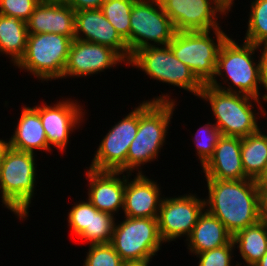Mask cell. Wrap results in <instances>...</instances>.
<instances>
[{"instance_id": "obj_22", "label": "cell", "mask_w": 267, "mask_h": 266, "mask_svg": "<svg viewBox=\"0 0 267 266\" xmlns=\"http://www.w3.org/2000/svg\"><path fill=\"white\" fill-rule=\"evenodd\" d=\"M19 119L13 137L9 140L11 148L30 153H34L35 149L51 150L40 115L34 107H24Z\"/></svg>"}, {"instance_id": "obj_41", "label": "cell", "mask_w": 267, "mask_h": 266, "mask_svg": "<svg viewBox=\"0 0 267 266\" xmlns=\"http://www.w3.org/2000/svg\"><path fill=\"white\" fill-rule=\"evenodd\" d=\"M253 266H267V252Z\"/></svg>"}, {"instance_id": "obj_5", "label": "cell", "mask_w": 267, "mask_h": 266, "mask_svg": "<svg viewBox=\"0 0 267 266\" xmlns=\"http://www.w3.org/2000/svg\"><path fill=\"white\" fill-rule=\"evenodd\" d=\"M217 44L210 30L177 31L168 44L172 53L187 65L202 84H209L215 76L219 50L228 36L221 28L214 29Z\"/></svg>"}, {"instance_id": "obj_37", "label": "cell", "mask_w": 267, "mask_h": 266, "mask_svg": "<svg viewBox=\"0 0 267 266\" xmlns=\"http://www.w3.org/2000/svg\"><path fill=\"white\" fill-rule=\"evenodd\" d=\"M255 183L257 184L258 187H266L267 186V163L264 166L263 171L255 179Z\"/></svg>"}, {"instance_id": "obj_38", "label": "cell", "mask_w": 267, "mask_h": 266, "mask_svg": "<svg viewBox=\"0 0 267 266\" xmlns=\"http://www.w3.org/2000/svg\"><path fill=\"white\" fill-rule=\"evenodd\" d=\"M10 148V141L0 140V161L6 156V153Z\"/></svg>"}, {"instance_id": "obj_40", "label": "cell", "mask_w": 267, "mask_h": 266, "mask_svg": "<svg viewBox=\"0 0 267 266\" xmlns=\"http://www.w3.org/2000/svg\"><path fill=\"white\" fill-rule=\"evenodd\" d=\"M222 6H224L228 11H230L234 0H217Z\"/></svg>"}, {"instance_id": "obj_13", "label": "cell", "mask_w": 267, "mask_h": 266, "mask_svg": "<svg viewBox=\"0 0 267 266\" xmlns=\"http://www.w3.org/2000/svg\"><path fill=\"white\" fill-rule=\"evenodd\" d=\"M159 2L176 31H207L220 28L216 20L217 12L226 15L228 11L217 0H159ZM212 3L215 6H212Z\"/></svg>"}, {"instance_id": "obj_35", "label": "cell", "mask_w": 267, "mask_h": 266, "mask_svg": "<svg viewBox=\"0 0 267 266\" xmlns=\"http://www.w3.org/2000/svg\"><path fill=\"white\" fill-rule=\"evenodd\" d=\"M263 51H262V55L260 57V61L258 60L259 64H260V79H261V85H263V87L266 88L267 91V42L263 43ZM262 99L264 101H267V94H264L262 96Z\"/></svg>"}, {"instance_id": "obj_31", "label": "cell", "mask_w": 267, "mask_h": 266, "mask_svg": "<svg viewBox=\"0 0 267 266\" xmlns=\"http://www.w3.org/2000/svg\"><path fill=\"white\" fill-rule=\"evenodd\" d=\"M201 135H203L202 138ZM195 136L196 137L194 140L196 141L195 143H196L197 154L200 158L201 165L203 166L213 155L218 140L222 136V134L215 124L208 123L206 124V126H202L197 131Z\"/></svg>"}, {"instance_id": "obj_20", "label": "cell", "mask_w": 267, "mask_h": 266, "mask_svg": "<svg viewBox=\"0 0 267 266\" xmlns=\"http://www.w3.org/2000/svg\"><path fill=\"white\" fill-rule=\"evenodd\" d=\"M125 176L124 208L125 217L158 218L163 198L155 181L138 171L133 181Z\"/></svg>"}, {"instance_id": "obj_39", "label": "cell", "mask_w": 267, "mask_h": 266, "mask_svg": "<svg viewBox=\"0 0 267 266\" xmlns=\"http://www.w3.org/2000/svg\"><path fill=\"white\" fill-rule=\"evenodd\" d=\"M150 259H145L142 261H127L123 263V266H148Z\"/></svg>"}, {"instance_id": "obj_15", "label": "cell", "mask_w": 267, "mask_h": 266, "mask_svg": "<svg viewBox=\"0 0 267 266\" xmlns=\"http://www.w3.org/2000/svg\"><path fill=\"white\" fill-rule=\"evenodd\" d=\"M83 33L82 35H80ZM75 39L111 47L128 64L131 59L126 41L106 19L100 9L75 12Z\"/></svg>"}, {"instance_id": "obj_42", "label": "cell", "mask_w": 267, "mask_h": 266, "mask_svg": "<svg viewBox=\"0 0 267 266\" xmlns=\"http://www.w3.org/2000/svg\"><path fill=\"white\" fill-rule=\"evenodd\" d=\"M50 1H59V2H65L66 0H50Z\"/></svg>"}, {"instance_id": "obj_11", "label": "cell", "mask_w": 267, "mask_h": 266, "mask_svg": "<svg viewBox=\"0 0 267 266\" xmlns=\"http://www.w3.org/2000/svg\"><path fill=\"white\" fill-rule=\"evenodd\" d=\"M138 131V107L120 120L102 139L89 168L126 172L129 146Z\"/></svg>"}, {"instance_id": "obj_7", "label": "cell", "mask_w": 267, "mask_h": 266, "mask_svg": "<svg viewBox=\"0 0 267 266\" xmlns=\"http://www.w3.org/2000/svg\"><path fill=\"white\" fill-rule=\"evenodd\" d=\"M72 39L55 33L28 34L26 50L18 68L41 80L63 78Z\"/></svg>"}, {"instance_id": "obj_34", "label": "cell", "mask_w": 267, "mask_h": 266, "mask_svg": "<svg viewBox=\"0 0 267 266\" xmlns=\"http://www.w3.org/2000/svg\"><path fill=\"white\" fill-rule=\"evenodd\" d=\"M105 0H66L75 12L80 10L100 9Z\"/></svg>"}, {"instance_id": "obj_26", "label": "cell", "mask_w": 267, "mask_h": 266, "mask_svg": "<svg viewBox=\"0 0 267 266\" xmlns=\"http://www.w3.org/2000/svg\"><path fill=\"white\" fill-rule=\"evenodd\" d=\"M136 0H105L100 10L126 41L130 52V15Z\"/></svg>"}, {"instance_id": "obj_4", "label": "cell", "mask_w": 267, "mask_h": 266, "mask_svg": "<svg viewBox=\"0 0 267 266\" xmlns=\"http://www.w3.org/2000/svg\"><path fill=\"white\" fill-rule=\"evenodd\" d=\"M209 101L216 118L215 125L224 136L246 137L260 128L252 109V100L259 99L234 92H226L209 84H203L200 96ZM251 100V101H250Z\"/></svg>"}, {"instance_id": "obj_17", "label": "cell", "mask_w": 267, "mask_h": 266, "mask_svg": "<svg viewBox=\"0 0 267 266\" xmlns=\"http://www.w3.org/2000/svg\"><path fill=\"white\" fill-rule=\"evenodd\" d=\"M26 23L28 34L55 33L75 39V11L65 2L41 0Z\"/></svg>"}, {"instance_id": "obj_28", "label": "cell", "mask_w": 267, "mask_h": 266, "mask_svg": "<svg viewBox=\"0 0 267 266\" xmlns=\"http://www.w3.org/2000/svg\"><path fill=\"white\" fill-rule=\"evenodd\" d=\"M68 218L73 233L79 238L90 241L91 245L92 203L87 200L75 204L68 213Z\"/></svg>"}, {"instance_id": "obj_8", "label": "cell", "mask_w": 267, "mask_h": 266, "mask_svg": "<svg viewBox=\"0 0 267 266\" xmlns=\"http://www.w3.org/2000/svg\"><path fill=\"white\" fill-rule=\"evenodd\" d=\"M156 46L150 45L137 50L128 63L142 69L155 80L178 86L200 96L203 84L190 68L177 59L168 45Z\"/></svg>"}, {"instance_id": "obj_24", "label": "cell", "mask_w": 267, "mask_h": 266, "mask_svg": "<svg viewBox=\"0 0 267 266\" xmlns=\"http://www.w3.org/2000/svg\"><path fill=\"white\" fill-rule=\"evenodd\" d=\"M232 241L238 246L247 266H253L267 252V223L259 221L238 231L232 236Z\"/></svg>"}, {"instance_id": "obj_3", "label": "cell", "mask_w": 267, "mask_h": 266, "mask_svg": "<svg viewBox=\"0 0 267 266\" xmlns=\"http://www.w3.org/2000/svg\"><path fill=\"white\" fill-rule=\"evenodd\" d=\"M34 153L10 148L0 161L2 202L20 219L28 215L35 185Z\"/></svg>"}, {"instance_id": "obj_33", "label": "cell", "mask_w": 267, "mask_h": 266, "mask_svg": "<svg viewBox=\"0 0 267 266\" xmlns=\"http://www.w3.org/2000/svg\"><path fill=\"white\" fill-rule=\"evenodd\" d=\"M235 248L231 240L227 245L196 254L200 258L198 266H231V251Z\"/></svg>"}, {"instance_id": "obj_2", "label": "cell", "mask_w": 267, "mask_h": 266, "mask_svg": "<svg viewBox=\"0 0 267 266\" xmlns=\"http://www.w3.org/2000/svg\"><path fill=\"white\" fill-rule=\"evenodd\" d=\"M167 96L164 94L138 106V131L127 152V174L157 158L159 149L165 142L175 106L174 100Z\"/></svg>"}, {"instance_id": "obj_16", "label": "cell", "mask_w": 267, "mask_h": 266, "mask_svg": "<svg viewBox=\"0 0 267 266\" xmlns=\"http://www.w3.org/2000/svg\"><path fill=\"white\" fill-rule=\"evenodd\" d=\"M42 122L46 133L48 146H54L60 151H64L68 143L70 131L76 129V125L81 123L82 108L77 102L69 100L59 101L54 106H35L34 107Z\"/></svg>"}, {"instance_id": "obj_12", "label": "cell", "mask_w": 267, "mask_h": 266, "mask_svg": "<svg viewBox=\"0 0 267 266\" xmlns=\"http://www.w3.org/2000/svg\"><path fill=\"white\" fill-rule=\"evenodd\" d=\"M205 199L192 194L163 198L158 214V230L162 242L173 241L182 235H191L199 216L205 210Z\"/></svg>"}, {"instance_id": "obj_1", "label": "cell", "mask_w": 267, "mask_h": 266, "mask_svg": "<svg viewBox=\"0 0 267 266\" xmlns=\"http://www.w3.org/2000/svg\"><path fill=\"white\" fill-rule=\"evenodd\" d=\"M206 179L209 194L204 200L206 211L217 217L232 236L260 221L259 188L254 179Z\"/></svg>"}, {"instance_id": "obj_32", "label": "cell", "mask_w": 267, "mask_h": 266, "mask_svg": "<svg viewBox=\"0 0 267 266\" xmlns=\"http://www.w3.org/2000/svg\"><path fill=\"white\" fill-rule=\"evenodd\" d=\"M41 0H0V15L27 22Z\"/></svg>"}, {"instance_id": "obj_36", "label": "cell", "mask_w": 267, "mask_h": 266, "mask_svg": "<svg viewBox=\"0 0 267 266\" xmlns=\"http://www.w3.org/2000/svg\"><path fill=\"white\" fill-rule=\"evenodd\" d=\"M259 188V216L260 221L267 223V186Z\"/></svg>"}, {"instance_id": "obj_19", "label": "cell", "mask_w": 267, "mask_h": 266, "mask_svg": "<svg viewBox=\"0 0 267 266\" xmlns=\"http://www.w3.org/2000/svg\"><path fill=\"white\" fill-rule=\"evenodd\" d=\"M206 178L216 180H243L249 178L241 159V137L222 135L213 155L202 166Z\"/></svg>"}, {"instance_id": "obj_14", "label": "cell", "mask_w": 267, "mask_h": 266, "mask_svg": "<svg viewBox=\"0 0 267 266\" xmlns=\"http://www.w3.org/2000/svg\"><path fill=\"white\" fill-rule=\"evenodd\" d=\"M125 60L111 47L74 39L63 72L66 76H88L103 71Z\"/></svg>"}, {"instance_id": "obj_9", "label": "cell", "mask_w": 267, "mask_h": 266, "mask_svg": "<svg viewBox=\"0 0 267 266\" xmlns=\"http://www.w3.org/2000/svg\"><path fill=\"white\" fill-rule=\"evenodd\" d=\"M124 218L115 224L110 244L124 262L151 259L162 245L157 218Z\"/></svg>"}, {"instance_id": "obj_29", "label": "cell", "mask_w": 267, "mask_h": 266, "mask_svg": "<svg viewBox=\"0 0 267 266\" xmlns=\"http://www.w3.org/2000/svg\"><path fill=\"white\" fill-rule=\"evenodd\" d=\"M114 215L99 211L92 205L91 244L110 243L115 226Z\"/></svg>"}, {"instance_id": "obj_23", "label": "cell", "mask_w": 267, "mask_h": 266, "mask_svg": "<svg viewBox=\"0 0 267 266\" xmlns=\"http://www.w3.org/2000/svg\"><path fill=\"white\" fill-rule=\"evenodd\" d=\"M28 39L27 23L0 15V52L11 56L16 65L25 53Z\"/></svg>"}, {"instance_id": "obj_21", "label": "cell", "mask_w": 267, "mask_h": 266, "mask_svg": "<svg viewBox=\"0 0 267 266\" xmlns=\"http://www.w3.org/2000/svg\"><path fill=\"white\" fill-rule=\"evenodd\" d=\"M231 240L232 235L225 225L204 210L186 241L189 242L188 249L196 255L227 245Z\"/></svg>"}, {"instance_id": "obj_6", "label": "cell", "mask_w": 267, "mask_h": 266, "mask_svg": "<svg viewBox=\"0 0 267 266\" xmlns=\"http://www.w3.org/2000/svg\"><path fill=\"white\" fill-rule=\"evenodd\" d=\"M257 49H260V46L245 41L242 45H238L228 37L219 50L216 73L209 85L226 92L245 94L259 99L260 64H256L252 60L254 59L252 55ZM222 70L226 72L225 75L229 77L231 83L236 86L233 87L237 88L236 90L232 86L226 89L218 84L216 77L223 76Z\"/></svg>"}, {"instance_id": "obj_27", "label": "cell", "mask_w": 267, "mask_h": 266, "mask_svg": "<svg viewBox=\"0 0 267 266\" xmlns=\"http://www.w3.org/2000/svg\"><path fill=\"white\" fill-rule=\"evenodd\" d=\"M245 42L261 46L267 42V0H253Z\"/></svg>"}, {"instance_id": "obj_30", "label": "cell", "mask_w": 267, "mask_h": 266, "mask_svg": "<svg viewBox=\"0 0 267 266\" xmlns=\"http://www.w3.org/2000/svg\"><path fill=\"white\" fill-rule=\"evenodd\" d=\"M89 247L83 266H123L124 261L110 243Z\"/></svg>"}, {"instance_id": "obj_10", "label": "cell", "mask_w": 267, "mask_h": 266, "mask_svg": "<svg viewBox=\"0 0 267 266\" xmlns=\"http://www.w3.org/2000/svg\"><path fill=\"white\" fill-rule=\"evenodd\" d=\"M155 4V5H153ZM158 7V8H157ZM176 29L159 0H136L130 15V54L148 47V41L168 45Z\"/></svg>"}, {"instance_id": "obj_18", "label": "cell", "mask_w": 267, "mask_h": 266, "mask_svg": "<svg viewBox=\"0 0 267 266\" xmlns=\"http://www.w3.org/2000/svg\"><path fill=\"white\" fill-rule=\"evenodd\" d=\"M121 171H99L89 168L86 179L90 182L88 200L99 211L114 214L124 208L125 176Z\"/></svg>"}, {"instance_id": "obj_25", "label": "cell", "mask_w": 267, "mask_h": 266, "mask_svg": "<svg viewBox=\"0 0 267 266\" xmlns=\"http://www.w3.org/2000/svg\"><path fill=\"white\" fill-rule=\"evenodd\" d=\"M241 159L245 174L255 180L267 163V135L260 129L241 138Z\"/></svg>"}]
</instances>
